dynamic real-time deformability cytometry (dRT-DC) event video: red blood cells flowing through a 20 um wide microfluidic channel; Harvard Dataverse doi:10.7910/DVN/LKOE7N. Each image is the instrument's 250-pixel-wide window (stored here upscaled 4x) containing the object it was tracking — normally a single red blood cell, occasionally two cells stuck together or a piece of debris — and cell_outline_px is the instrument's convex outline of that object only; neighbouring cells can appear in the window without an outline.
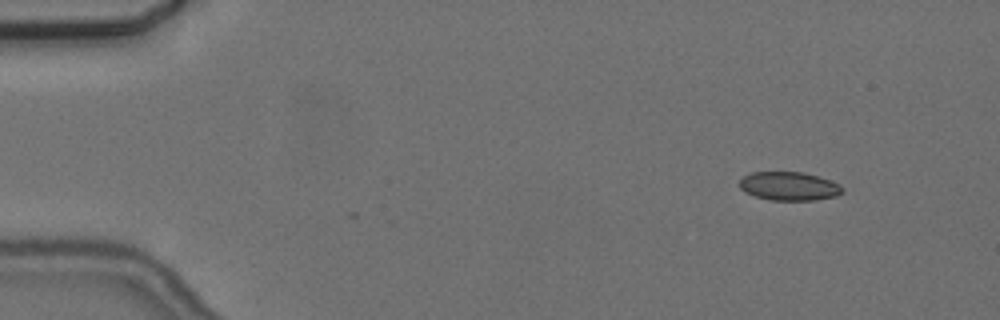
{"species": "common noctule bat (a hibernating species)", "species_latin": "Nyctalus noctula", "temperature_condition": "cold", "stored_images_in_passage": 51, "camera_frame_rate_fps": 3000, "um_per_image_px": 0.085, "animal": {"sex": "female", "body_mass_g": 24.6, "forearm_length_mm": 56.2}, "frame": {"image": 1, "passage_image": 1, "time_ms": 0.0, "image_size_px": [1000, 320], "cell_outline_px": [[844, 192], [836, 196], [812, 200], [772, 200], [756, 196], [744, 192], [740, 188], [740, 180], [744, 176], [752, 172], [804, 172], [840, 184], [844, 188]], "centroid_in_image_um": [67.08, 15.82], "position_along_channel_um": 17.9, "area_um2": 17.05}}
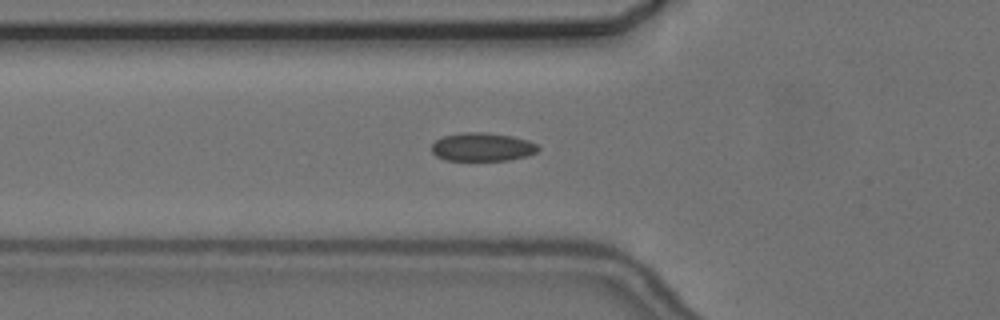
{"frame": {"image": 2, "passage_image": 15, "time_ms": 4.667, "image_size_px": [1000, 320], "cell_outline_px": [[540, 148], [536, 152], [528, 156], [508, 160], [444, 160], [436, 156], [432, 152], [432, 144], [436, 140], [444, 136], [464, 132], [488, 132], [512, 136], [528, 140], [536, 144]], "centroid_in_image_um": [41.0, 12.49], "position_along_channel_um": 84.8, "area_um2": 17.69}}
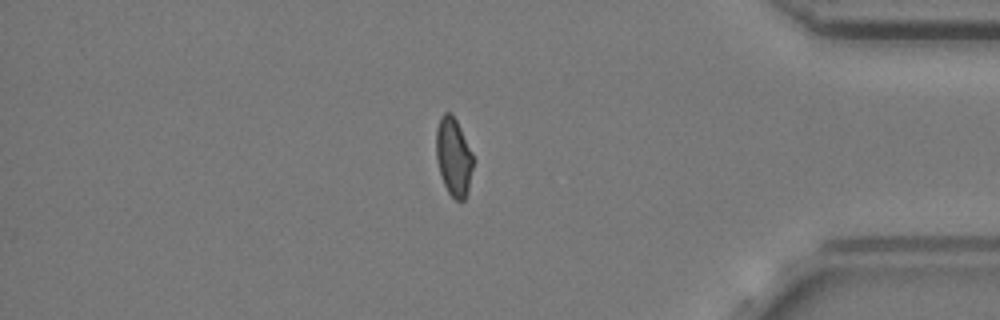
{"frame": {"image": 3, "passage_image": 43, "time_ms": 14.0, "image_size_px": [1000, 320], "cell_outline_px": [[472, 168], [468, 192], [464, 200], [456, 200], [448, 192], [444, 184], [436, 160], [436, 128], [440, 116], [444, 112], [452, 112], [472, 152]], "centroid_in_image_um": [38.53, 13.3], "position_along_channel_um": 396.7, "area_um2": 16.76}, "authors_computed_cell_mechanics": {"area_um2": 17.5712, "velocity_mm_per_s": 3.6473, "shape_relaxation_time_tau1_ms": null, "shape_relaxation_time_tau2_ms": 3.2289, "deformation_change_tau1": null, "deformation_change_tau2": 0.0623}}